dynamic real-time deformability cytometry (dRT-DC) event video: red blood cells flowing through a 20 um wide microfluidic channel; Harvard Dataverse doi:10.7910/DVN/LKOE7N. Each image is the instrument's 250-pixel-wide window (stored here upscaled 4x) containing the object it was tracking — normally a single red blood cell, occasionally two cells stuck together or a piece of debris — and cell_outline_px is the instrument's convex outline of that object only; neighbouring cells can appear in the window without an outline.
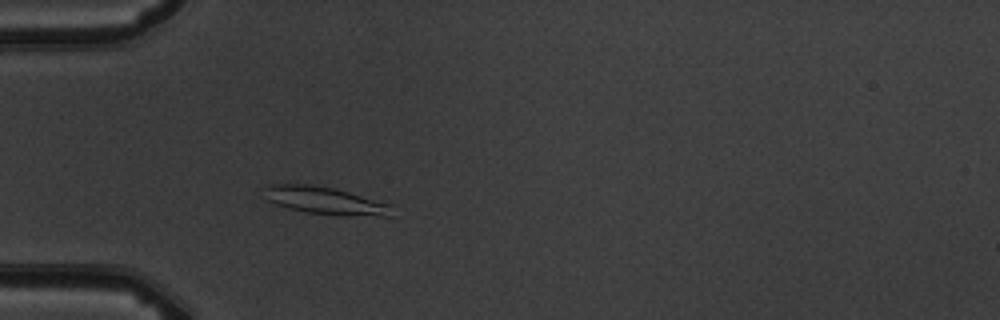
{"species": "common noctule bat (a hibernating species)", "species_latin": "Nyctalus noctula", "temperature_condition": "warm", "stored_images_in_passage": 3, "camera_frame_rate_fps": 3000, "um_per_image_px": 0.085, "animal": {"sex": "male", "body_mass_g": 19.5, "forearm_length_mm": 54.6}, "frame": {"image": 1, "passage_image": 3, "time_ms": 2.333, "image_size_px": [1000, 320], "cell_outline_px": [[392, 216], [344, 216], [308, 212], [288, 208], [276, 204], [268, 200], [264, 188], [268, 184], [312, 184], [336, 188], [392, 204]], "centroid_in_image_um": [27.69, 17.05], "position_along_channel_um": 57.3, "area_um2": 20.63}}